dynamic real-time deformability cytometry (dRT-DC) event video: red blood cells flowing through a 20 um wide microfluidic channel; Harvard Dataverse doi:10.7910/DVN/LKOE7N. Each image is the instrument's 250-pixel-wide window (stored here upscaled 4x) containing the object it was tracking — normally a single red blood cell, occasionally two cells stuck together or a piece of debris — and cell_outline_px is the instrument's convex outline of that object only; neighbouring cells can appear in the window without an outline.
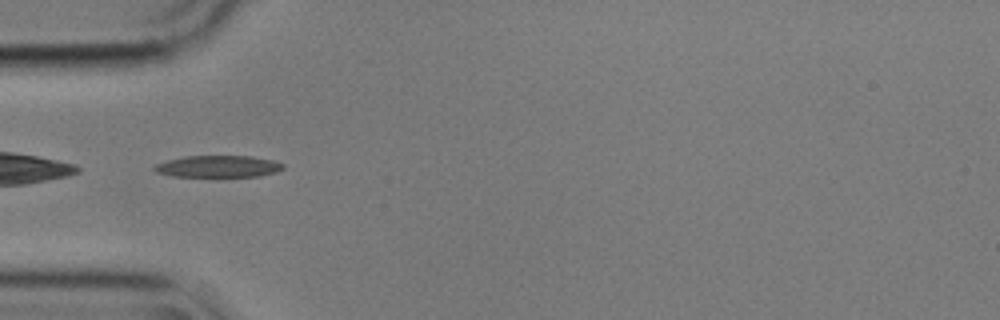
{"species": "common noctule bat (a hibernating species)", "species_latin": "Nyctalus noctula", "temperature_condition": "cold", "stored_images_in_passage": 38, "camera_frame_rate_fps": 3000, "um_per_image_px": 0.085, "animal": {"sex": "male", "body_mass_g": 17.9}, "frame": {"image": 1, "passage_image": 1, "time_ms": 0.0, "image_size_px": [1000, 320], "cell_outline_px": [[284, 168], [276, 172], [260, 176], [172, 176], [156, 172], [152, 168], [156, 164], [168, 160], [184, 156], [252, 156], [272, 160], [284, 164]], "centroid_in_image_um": [18.55, 14.14], "position_along_channel_um": 66.5, "area_um2": 16.24}, "authors_computed_cell_mechanics": {"area_um2": 16.2996, "velocity_mm_per_s": 3.5871, "shape_relaxation_time_tau1_ms": 5.3686, "shape_relaxation_time_tau2_ms": null, "deformation_change_tau1": 0.1318, "deformation_change_tau2": null}}